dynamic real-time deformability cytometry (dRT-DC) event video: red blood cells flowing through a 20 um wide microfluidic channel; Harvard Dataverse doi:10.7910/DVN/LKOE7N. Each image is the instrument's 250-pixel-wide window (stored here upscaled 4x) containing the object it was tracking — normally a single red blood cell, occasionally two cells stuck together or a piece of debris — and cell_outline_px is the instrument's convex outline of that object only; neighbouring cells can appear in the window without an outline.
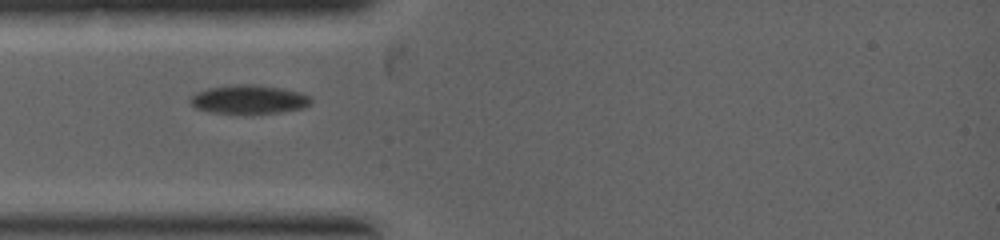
{"species": "common noctule bat (a hibernating species)", "species_latin": "Nyctalus noctula", "temperature_condition": "warm", "stored_images_in_passage": 1, "camera_frame_rate_fps": 5000, "um_per_image_px": 0.085, "animal": {"sex": "female", "body_mass_g": 19.0, "forearm_length_mm": 53.3}, "frame": {"image": 1, "passage_image": 1, "time_ms": 0.0, "image_size_px": [1000, 240], "cell_outline_px": [[312, 104], [304, 108], [280, 112], [252, 116], [212, 112], [196, 108], [188, 100], [196, 92], [208, 88], [240, 84], [252, 84], [280, 88], [300, 92], [308, 96], [312, 100]], "centroid_in_image_um": [21.17, 8.49], "position_along_channel_um": 63.8, "area_um2": 20.75}}